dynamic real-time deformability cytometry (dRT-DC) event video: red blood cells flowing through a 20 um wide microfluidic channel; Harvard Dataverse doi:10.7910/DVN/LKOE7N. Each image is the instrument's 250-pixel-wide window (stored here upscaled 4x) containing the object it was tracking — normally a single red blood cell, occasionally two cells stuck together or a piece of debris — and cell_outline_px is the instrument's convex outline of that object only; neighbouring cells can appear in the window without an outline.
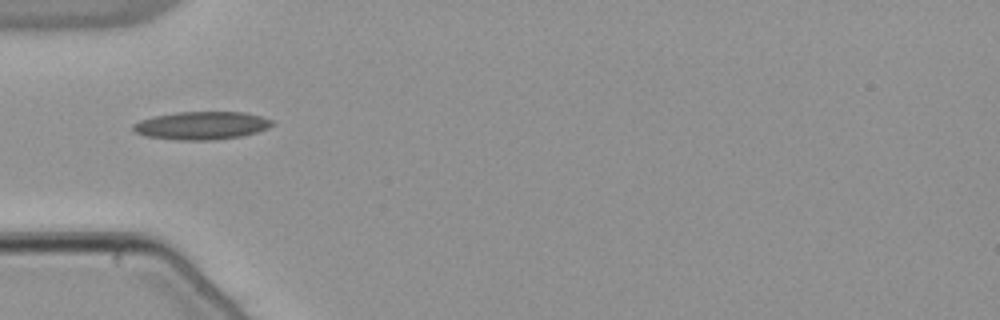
{"species": "common noctule bat (a hibernating species)", "species_latin": "Nyctalus noctula", "temperature_condition": "warm", "stored_images_in_passage": 37, "camera_frame_rate_fps": 3000, "um_per_image_px": 0.085, "animal": {"sex": "male", "body_mass_g": 21.5, "forearm_length_mm": 52.0}, "frame": {"image": 1, "passage_image": 1, "time_ms": 0.0, "image_size_px": [1000, 320], "cell_outline_px": [[276, 124], [268, 128], [256, 132], [240, 136], [212, 140], [176, 140], [148, 136], [136, 132], [132, 128], [132, 124], [140, 120], [152, 116], [176, 112], [244, 112], [260, 116], [272, 120]], "centroid_in_image_um": [17.13, 10.66], "position_along_channel_um": 67.9, "area_um2": 22.66}}
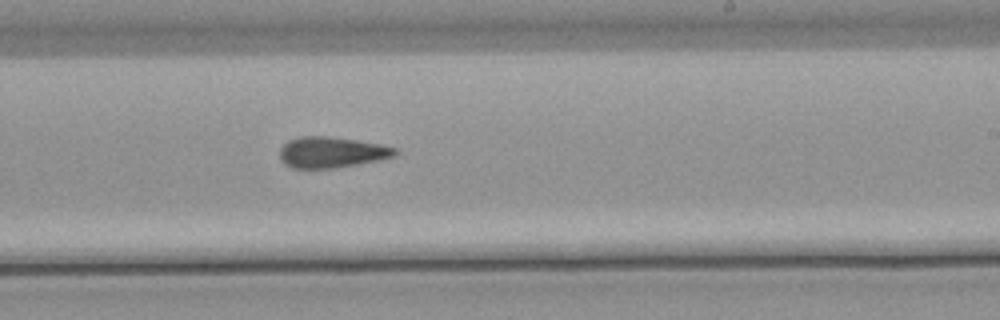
{"frame": {"image": 2, "passage_image": 16, "time_ms": 5.0, "image_size_px": [1000, 320], "cell_outline_px": [[396, 156], [356, 164], [332, 168], [292, 168], [280, 160], [280, 148], [288, 140], [300, 136], [328, 136], [356, 140], [380, 144], [396, 148]], "centroid_in_image_um": [28.15, 12.93], "position_along_channel_um": 260.9, "area_um2": 20.58}}
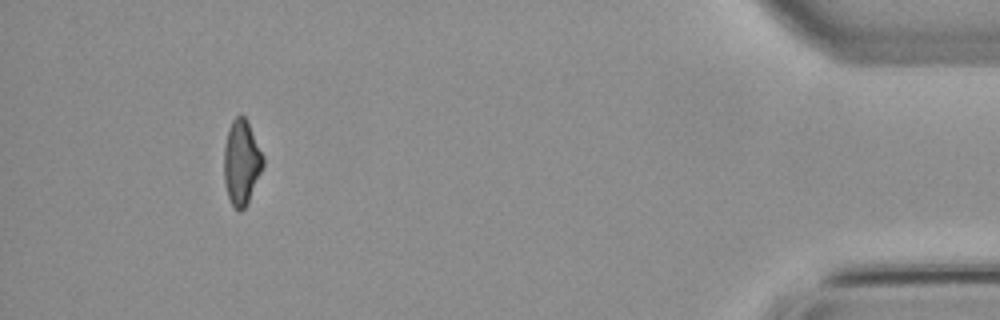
{"frame": {"image": 3, "passage_image": 33, "time_ms": 10.667, "image_size_px": [1000, 320], "cell_outline_px": [[264, 164], [248, 200], [244, 208], [240, 212], [232, 204], [228, 196], [224, 180], [224, 144], [228, 128], [232, 120], [240, 112], [248, 120], [264, 156]], "centroid_in_image_um": [20.52, 13.71], "position_along_channel_um": 414.7, "area_um2": 19.36}, "authors_computed_cell_mechanics": {"area_um2": 20.519, "velocity_mm_per_s": 3.8641, "shape_relaxation_time_tau1_ms": null, "shape_relaxation_time_tau2_ms": 5.7566, "deformation_change_tau1": null, "deformation_change_tau2": 0.1759}}